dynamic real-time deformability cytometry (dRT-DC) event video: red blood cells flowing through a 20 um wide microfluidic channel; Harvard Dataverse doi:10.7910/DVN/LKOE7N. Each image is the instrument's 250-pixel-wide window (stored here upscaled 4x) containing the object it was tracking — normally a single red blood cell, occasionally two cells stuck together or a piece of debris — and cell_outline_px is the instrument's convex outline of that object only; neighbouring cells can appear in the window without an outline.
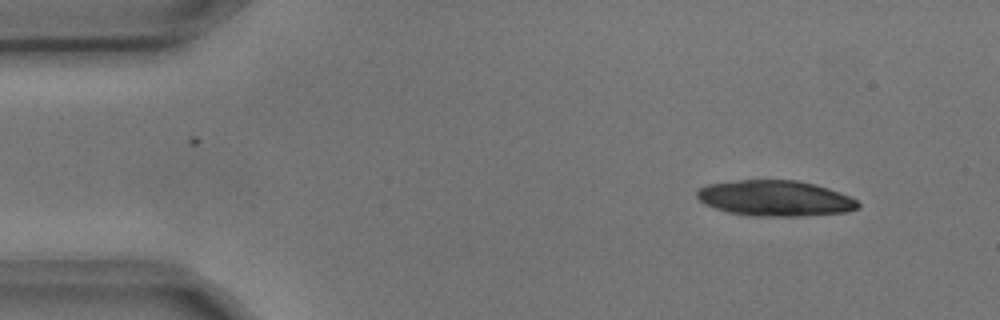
{"species": "common noctule bat (a hibernating species)", "species_latin": "Nyctalus noctula", "temperature_condition": "cold", "stored_images_in_passage": 3, "camera_frame_rate_fps": 3000, "um_per_image_px": 0.085, "animal": {"sex": "male", "body_mass_g": 17.9, "forearm_length_mm": 54.2}, "frame": {"image": 1, "passage_image": 1, "time_ms": 0.0, "image_size_px": [1000, 320], "cell_outline_px": [[860, 204], [856, 208], [848, 212], [800, 216], [748, 216], [728, 212], [704, 204], [696, 196], [696, 192], [700, 188], [708, 184], [740, 180], [796, 180], [816, 184], [840, 192], [856, 200]], "centroid_in_image_um": [65.88, 16.85], "position_along_channel_um": 19.1, "area_um2": 33.47}}